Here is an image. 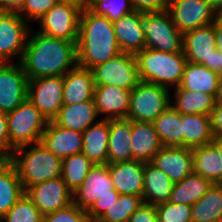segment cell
Wrapping results in <instances>:
<instances>
[{
    "mask_svg": "<svg viewBox=\"0 0 222 222\" xmlns=\"http://www.w3.org/2000/svg\"><path fill=\"white\" fill-rule=\"evenodd\" d=\"M80 222H103L100 217H96L86 213L81 219Z\"/></svg>",
    "mask_w": 222,
    "mask_h": 222,
    "instance_id": "cell-53",
    "label": "cell"
},
{
    "mask_svg": "<svg viewBox=\"0 0 222 222\" xmlns=\"http://www.w3.org/2000/svg\"><path fill=\"white\" fill-rule=\"evenodd\" d=\"M23 188L61 177L62 160L52 153L42 142L20 146L11 155Z\"/></svg>",
    "mask_w": 222,
    "mask_h": 222,
    "instance_id": "cell-3",
    "label": "cell"
},
{
    "mask_svg": "<svg viewBox=\"0 0 222 222\" xmlns=\"http://www.w3.org/2000/svg\"><path fill=\"white\" fill-rule=\"evenodd\" d=\"M144 203L142 196L120 194L104 214L103 222H128L132 214Z\"/></svg>",
    "mask_w": 222,
    "mask_h": 222,
    "instance_id": "cell-37",
    "label": "cell"
},
{
    "mask_svg": "<svg viewBox=\"0 0 222 222\" xmlns=\"http://www.w3.org/2000/svg\"><path fill=\"white\" fill-rule=\"evenodd\" d=\"M131 134L132 121L128 119H109L107 163L132 160Z\"/></svg>",
    "mask_w": 222,
    "mask_h": 222,
    "instance_id": "cell-26",
    "label": "cell"
},
{
    "mask_svg": "<svg viewBox=\"0 0 222 222\" xmlns=\"http://www.w3.org/2000/svg\"><path fill=\"white\" fill-rule=\"evenodd\" d=\"M94 0H87V7L93 2Z\"/></svg>",
    "mask_w": 222,
    "mask_h": 222,
    "instance_id": "cell-56",
    "label": "cell"
},
{
    "mask_svg": "<svg viewBox=\"0 0 222 222\" xmlns=\"http://www.w3.org/2000/svg\"><path fill=\"white\" fill-rule=\"evenodd\" d=\"M132 160L151 162L163 145L155 131L153 122L132 121Z\"/></svg>",
    "mask_w": 222,
    "mask_h": 222,
    "instance_id": "cell-23",
    "label": "cell"
},
{
    "mask_svg": "<svg viewBox=\"0 0 222 222\" xmlns=\"http://www.w3.org/2000/svg\"><path fill=\"white\" fill-rule=\"evenodd\" d=\"M140 28L145 34L146 48L168 53L183 51V33L176 27L167 9L140 12Z\"/></svg>",
    "mask_w": 222,
    "mask_h": 222,
    "instance_id": "cell-7",
    "label": "cell"
},
{
    "mask_svg": "<svg viewBox=\"0 0 222 222\" xmlns=\"http://www.w3.org/2000/svg\"><path fill=\"white\" fill-rule=\"evenodd\" d=\"M107 164L114 188L119 194L143 195L144 162L131 160Z\"/></svg>",
    "mask_w": 222,
    "mask_h": 222,
    "instance_id": "cell-19",
    "label": "cell"
},
{
    "mask_svg": "<svg viewBox=\"0 0 222 222\" xmlns=\"http://www.w3.org/2000/svg\"><path fill=\"white\" fill-rule=\"evenodd\" d=\"M167 10L182 33L214 23L220 16L208 0H168Z\"/></svg>",
    "mask_w": 222,
    "mask_h": 222,
    "instance_id": "cell-12",
    "label": "cell"
},
{
    "mask_svg": "<svg viewBox=\"0 0 222 222\" xmlns=\"http://www.w3.org/2000/svg\"><path fill=\"white\" fill-rule=\"evenodd\" d=\"M88 8L97 15L107 17L112 23L134 11L131 0H94Z\"/></svg>",
    "mask_w": 222,
    "mask_h": 222,
    "instance_id": "cell-39",
    "label": "cell"
},
{
    "mask_svg": "<svg viewBox=\"0 0 222 222\" xmlns=\"http://www.w3.org/2000/svg\"><path fill=\"white\" fill-rule=\"evenodd\" d=\"M183 147L194 149L210 144L213 140L211 116L203 114H182Z\"/></svg>",
    "mask_w": 222,
    "mask_h": 222,
    "instance_id": "cell-31",
    "label": "cell"
},
{
    "mask_svg": "<svg viewBox=\"0 0 222 222\" xmlns=\"http://www.w3.org/2000/svg\"><path fill=\"white\" fill-rule=\"evenodd\" d=\"M151 163L162 170L173 183H178L193 172L192 149L163 146L153 156Z\"/></svg>",
    "mask_w": 222,
    "mask_h": 222,
    "instance_id": "cell-16",
    "label": "cell"
},
{
    "mask_svg": "<svg viewBox=\"0 0 222 222\" xmlns=\"http://www.w3.org/2000/svg\"><path fill=\"white\" fill-rule=\"evenodd\" d=\"M58 1L77 5L82 10L87 7V0H58Z\"/></svg>",
    "mask_w": 222,
    "mask_h": 222,
    "instance_id": "cell-52",
    "label": "cell"
},
{
    "mask_svg": "<svg viewBox=\"0 0 222 222\" xmlns=\"http://www.w3.org/2000/svg\"><path fill=\"white\" fill-rule=\"evenodd\" d=\"M121 52L136 54L146 48L145 34L140 28V12L134 10L113 23Z\"/></svg>",
    "mask_w": 222,
    "mask_h": 222,
    "instance_id": "cell-22",
    "label": "cell"
},
{
    "mask_svg": "<svg viewBox=\"0 0 222 222\" xmlns=\"http://www.w3.org/2000/svg\"><path fill=\"white\" fill-rule=\"evenodd\" d=\"M31 26L17 12L0 11V62H20Z\"/></svg>",
    "mask_w": 222,
    "mask_h": 222,
    "instance_id": "cell-10",
    "label": "cell"
},
{
    "mask_svg": "<svg viewBox=\"0 0 222 222\" xmlns=\"http://www.w3.org/2000/svg\"><path fill=\"white\" fill-rule=\"evenodd\" d=\"M211 143L217 148L222 162V136H214Z\"/></svg>",
    "mask_w": 222,
    "mask_h": 222,
    "instance_id": "cell-51",
    "label": "cell"
},
{
    "mask_svg": "<svg viewBox=\"0 0 222 222\" xmlns=\"http://www.w3.org/2000/svg\"><path fill=\"white\" fill-rule=\"evenodd\" d=\"M31 27L20 61L28 81L64 76L77 65V42L47 36Z\"/></svg>",
    "mask_w": 222,
    "mask_h": 222,
    "instance_id": "cell-1",
    "label": "cell"
},
{
    "mask_svg": "<svg viewBox=\"0 0 222 222\" xmlns=\"http://www.w3.org/2000/svg\"><path fill=\"white\" fill-rule=\"evenodd\" d=\"M11 162V156L0 148V171Z\"/></svg>",
    "mask_w": 222,
    "mask_h": 222,
    "instance_id": "cell-50",
    "label": "cell"
},
{
    "mask_svg": "<svg viewBox=\"0 0 222 222\" xmlns=\"http://www.w3.org/2000/svg\"><path fill=\"white\" fill-rule=\"evenodd\" d=\"M191 211L192 222H222V184H213Z\"/></svg>",
    "mask_w": 222,
    "mask_h": 222,
    "instance_id": "cell-34",
    "label": "cell"
},
{
    "mask_svg": "<svg viewBox=\"0 0 222 222\" xmlns=\"http://www.w3.org/2000/svg\"><path fill=\"white\" fill-rule=\"evenodd\" d=\"M131 92L116 86H95L93 99L100 119H127Z\"/></svg>",
    "mask_w": 222,
    "mask_h": 222,
    "instance_id": "cell-18",
    "label": "cell"
},
{
    "mask_svg": "<svg viewBox=\"0 0 222 222\" xmlns=\"http://www.w3.org/2000/svg\"><path fill=\"white\" fill-rule=\"evenodd\" d=\"M25 193L14 165L10 162L0 171V219Z\"/></svg>",
    "mask_w": 222,
    "mask_h": 222,
    "instance_id": "cell-35",
    "label": "cell"
},
{
    "mask_svg": "<svg viewBox=\"0 0 222 222\" xmlns=\"http://www.w3.org/2000/svg\"><path fill=\"white\" fill-rule=\"evenodd\" d=\"M213 185V183L201 175L192 172L182 181L174 183L169 201L175 204H186L192 206Z\"/></svg>",
    "mask_w": 222,
    "mask_h": 222,
    "instance_id": "cell-33",
    "label": "cell"
},
{
    "mask_svg": "<svg viewBox=\"0 0 222 222\" xmlns=\"http://www.w3.org/2000/svg\"><path fill=\"white\" fill-rule=\"evenodd\" d=\"M208 1L211 2L214 5L216 11L220 15H222V0H208Z\"/></svg>",
    "mask_w": 222,
    "mask_h": 222,
    "instance_id": "cell-54",
    "label": "cell"
},
{
    "mask_svg": "<svg viewBox=\"0 0 222 222\" xmlns=\"http://www.w3.org/2000/svg\"><path fill=\"white\" fill-rule=\"evenodd\" d=\"M135 58L141 81L164 86L170 90L180 86L187 63L183 51L168 53L144 48L135 54Z\"/></svg>",
    "mask_w": 222,
    "mask_h": 222,
    "instance_id": "cell-4",
    "label": "cell"
},
{
    "mask_svg": "<svg viewBox=\"0 0 222 222\" xmlns=\"http://www.w3.org/2000/svg\"><path fill=\"white\" fill-rule=\"evenodd\" d=\"M0 222H43V215L24 193L0 219Z\"/></svg>",
    "mask_w": 222,
    "mask_h": 222,
    "instance_id": "cell-38",
    "label": "cell"
},
{
    "mask_svg": "<svg viewBox=\"0 0 222 222\" xmlns=\"http://www.w3.org/2000/svg\"><path fill=\"white\" fill-rule=\"evenodd\" d=\"M216 50L214 23L183 33V52L187 61L210 69V57Z\"/></svg>",
    "mask_w": 222,
    "mask_h": 222,
    "instance_id": "cell-17",
    "label": "cell"
},
{
    "mask_svg": "<svg viewBox=\"0 0 222 222\" xmlns=\"http://www.w3.org/2000/svg\"><path fill=\"white\" fill-rule=\"evenodd\" d=\"M94 163L82 152L62 159V174L67 187L73 193L85 180Z\"/></svg>",
    "mask_w": 222,
    "mask_h": 222,
    "instance_id": "cell-36",
    "label": "cell"
},
{
    "mask_svg": "<svg viewBox=\"0 0 222 222\" xmlns=\"http://www.w3.org/2000/svg\"><path fill=\"white\" fill-rule=\"evenodd\" d=\"M72 195L74 205L90 215L101 217L120 194L114 188L108 164H94Z\"/></svg>",
    "mask_w": 222,
    "mask_h": 222,
    "instance_id": "cell-5",
    "label": "cell"
},
{
    "mask_svg": "<svg viewBox=\"0 0 222 222\" xmlns=\"http://www.w3.org/2000/svg\"><path fill=\"white\" fill-rule=\"evenodd\" d=\"M58 0H24L17 13L28 23L38 22Z\"/></svg>",
    "mask_w": 222,
    "mask_h": 222,
    "instance_id": "cell-41",
    "label": "cell"
},
{
    "mask_svg": "<svg viewBox=\"0 0 222 222\" xmlns=\"http://www.w3.org/2000/svg\"><path fill=\"white\" fill-rule=\"evenodd\" d=\"M81 8L71 3L58 2L38 22L37 31L71 42L78 41Z\"/></svg>",
    "mask_w": 222,
    "mask_h": 222,
    "instance_id": "cell-11",
    "label": "cell"
},
{
    "mask_svg": "<svg viewBox=\"0 0 222 222\" xmlns=\"http://www.w3.org/2000/svg\"><path fill=\"white\" fill-rule=\"evenodd\" d=\"M10 156L15 148L39 143L46 129V117L26 99L15 110L7 113Z\"/></svg>",
    "mask_w": 222,
    "mask_h": 222,
    "instance_id": "cell-6",
    "label": "cell"
},
{
    "mask_svg": "<svg viewBox=\"0 0 222 222\" xmlns=\"http://www.w3.org/2000/svg\"><path fill=\"white\" fill-rule=\"evenodd\" d=\"M63 105L94 101L92 70L76 65L63 76Z\"/></svg>",
    "mask_w": 222,
    "mask_h": 222,
    "instance_id": "cell-21",
    "label": "cell"
},
{
    "mask_svg": "<svg viewBox=\"0 0 222 222\" xmlns=\"http://www.w3.org/2000/svg\"><path fill=\"white\" fill-rule=\"evenodd\" d=\"M163 146L183 147L182 114L170 106L153 121Z\"/></svg>",
    "mask_w": 222,
    "mask_h": 222,
    "instance_id": "cell-32",
    "label": "cell"
},
{
    "mask_svg": "<svg viewBox=\"0 0 222 222\" xmlns=\"http://www.w3.org/2000/svg\"><path fill=\"white\" fill-rule=\"evenodd\" d=\"M76 50L77 65L90 70L122 53L113 23L88 7L80 13Z\"/></svg>",
    "mask_w": 222,
    "mask_h": 222,
    "instance_id": "cell-2",
    "label": "cell"
},
{
    "mask_svg": "<svg viewBox=\"0 0 222 222\" xmlns=\"http://www.w3.org/2000/svg\"><path fill=\"white\" fill-rule=\"evenodd\" d=\"M41 142L61 160L82 152L83 135L48 121Z\"/></svg>",
    "mask_w": 222,
    "mask_h": 222,
    "instance_id": "cell-20",
    "label": "cell"
},
{
    "mask_svg": "<svg viewBox=\"0 0 222 222\" xmlns=\"http://www.w3.org/2000/svg\"><path fill=\"white\" fill-rule=\"evenodd\" d=\"M91 70L95 86H116L133 90L141 81L135 55L131 53L122 52Z\"/></svg>",
    "mask_w": 222,
    "mask_h": 222,
    "instance_id": "cell-9",
    "label": "cell"
},
{
    "mask_svg": "<svg viewBox=\"0 0 222 222\" xmlns=\"http://www.w3.org/2000/svg\"><path fill=\"white\" fill-rule=\"evenodd\" d=\"M216 103L222 104V77H221L219 88H218Z\"/></svg>",
    "mask_w": 222,
    "mask_h": 222,
    "instance_id": "cell-55",
    "label": "cell"
},
{
    "mask_svg": "<svg viewBox=\"0 0 222 222\" xmlns=\"http://www.w3.org/2000/svg\"><path fill=\"white\" fill-rule=\"evenodd\" d=\"M100 119L94 101L63 105L52 122L66 129L83 133Z\"/></svg>",
    "mask_w": 222,
    "mask_h": 222,
    "instance_id": "cell-24",
    "label": "cell"
},
{
    "mask_svg": "<svg viewBox=\"0 0 222 222\" xmlns=\"http://www.w3.org/2000/svg\"><path fill=\"white\" fill-rule=\"evenodd\" d=\"M158 222H192L191 206L170 201L156 206Z\"/></svg>",
    "mask_w": 222,
    "mask_h": 222,
    "instance_id": "cell-40",
    "label": "cell"
},
{
    "mask_svg": "<svg viewBox=\"0 0 222 222\" xmlns=\"http://www.w3.org/2000/svg\"><path fill=\"white\" fill-rule=\"evenodd\" d=\"M210 70L222 76V53H220L217 49L210 57Z\"/></svg>",
    "mask_w": 222,
    "mask_h": 222,
    "instance_id": "cell-48",
    "label": "cell"
},
{
    "mask_svg": "<svg viewBox=\"0 0 222 222\" xmlns=\"http://www.w3.org/2000/svg\"><path fill=\"white\" fill-rule=\"evenodd\" d=\"M86 213L87 211L72 203L63 209L43 216V222H80Z\"/></svg>",
    "mask_w": 222,
    "mask_h": 222,
    "instance_id": "cell-42",
    "label": "cell"
},
{
    "mask_svg": "<svg viewBox=\"0 0 222 222\" xmlns=\"http://www.w3.org/2000/svg\"><path fill=\"white\" fill-rule=\"evenodd\" d=\"M171 106V90L154 83L140 81L132 90L127 119L153 122Z\"/></svg>",
    "mask_w": 222,
    "mask_h": 222,
    "instance_id": "cell-8",
    "label": "cell"
},
{
    "mask_svg": "<svg viewBox=\"0 0 222 222\" xmlns=\"http://www.w3.org/2000/svg\"><path fill=\"white\" fill-rule=\"evenodd\" d=\"M82 135V153L94 164H107L109 120L99 119V121L89 126Z\"/></svg>",
    "mask_w": 222,
    "mask_h": 222,
    "instance_id": "cell-28",
    "label": "cell"
},
{
    "mask_svg": "<svg viewBox=\"0 0 222 222\" xmlns=\"http://www.w3.org/2000/svg\"><path fill=\"white\" fill-rule=\"evenodd\" d=\"M221 77L202 64L187 61L180 86L171 90H191L217 97Z\"/></svg>",
    "mask_w": 222,
    "mask_h": 222,
    "instance_id": "cell-25",
    "label": "cell"
},
{
    "mask_svg": "<svg viewBox=\"0 0 222 222\" xmlns=\"http://www.w3.org/2000/svg\"><path fill=\"white\" fill-rule=\"evenodd\" d=\"M171 106L181 114L211 115L216 97L207 93L191 90H171Z\"/></svg>",
    "mask_w": 222,
    "mask_h": 222,
    "instance_id": "cell-29",
    "label": "cell"
},
{
    "mask_svg": "<svg viewBox=\"0 0 222 222\" xmlns=\"http://www.w3.org/2000/svg\"><path fill=\"white\" fill-rule=\"evenodd\" d=\"M63 76L41 77L28 81L27 99L52 121L63 106Z\"/></svg>",
    "mask_w": 222,
    "mask_h": 222,
    "instance_id": "cell-14",
    "label": "cell"
},
{
    "mask_svg": "<svg viewBox=\"0 0 222 222\" xmlns=\"http://www.w3.org/2000/svg\"><path fill=\"white\" fill-rule=\"evenodd\" d=\"M28 97V78L20 62H0V112L15 110Z\"/></svg>",
    "mask_w": 222,
    "mask_h": 222,
    "instance_id": "cell-13",
    "label": "cell"
},
{
    "mask_svg": "<svg viewBox=\"0 0 222 222\" xmlns=\"http://www.w3.org/2000/svg\"><path fill=\"white\" fill-rule=\"evenodd\" d=\"M128 222H158L156 206L143 203L132 214Z\"/></svg>",
    "mask_w": 222,
    "mask_h": 222,
    "instance_id": "cell-44",
    "label": "cell"
},
{
    "mask_svg": "<svg viewBox=\"0 0 222 222\" xmlns=\"http://www.w3.org/2000/svg\"><path fill=\"white\" fill-rule=\"evenodd\" d=\"M133 9L142 12H158L168 8V0H131Z\"/></svg>",
    "mask_w": 222,
    "mask_h": 222,
    "instance_id": "cell-43",
    "label": "cell"
},
{
    "mask_svg": "<svg viewBox=\"0 0 222 222\" xmlns=\"http://www.w3.org/2000/svg\"><path fill=\"white\" fill-rule=\"evenodd\" d=\"M210 116L213 136H222V104L216 103Z\"/></svg>",
    "mask_w": 222,
    "mask_h": 222,
    "instance_id": "cell-46",
    "label": "cell"
},
{
    "mask_svg": "<svg viewBox=\"0 0 222 222\" xmlns=\"http://www.w3.org/2000/svg\"><path fill=\"white\" fill-rule=\"evenodd\" d=\"M174 183L151 162H144L143 201L157 206L169 201Z\"/></svg>",
    "mask_w": 222,
    "mask_h": 222,
    "instance_id": "cell-27",
    "label": "cell"
},
{
    "mask_svg": "<svg viewBox=\"0 0 222 222\" xmlns=\"http://www.w3.org/2000/svg\"><path fill=\"white\" fill-rule=\"evenodd\" d=\"M216 49L222 53V15L214 21Z\"/></svg>",
    "mask_w": 222,
    "mask_h": 222,
    "instance_id": "cell-49",
    "label": "cell"
},
{
    "mask_svg": "<svg viewBox=\"0 0 222 222\" xmlns=\"http://www.w3.org/2000/svg\"><path fill=\"white\" fill-rule=\"evenodd\" d=\"M0 148L10 155V137L8 134L7 114L0 112Z\"/></svg>",
    "mask_w": 222,
    "mask_h": 222,
    "instance_id": "cell-45",
    "label": "cell"
},
{
    "mask_svg": "<svg viewBox=\"0 0 222 222\" xmlns=\"http://www.w3.org/2000/svg\"><path fill=\"white\" fill-rule=\"evenodd\" d=\"M193 172L211 181L222 184V162L217 148L212 144L192 149Z\"/></svg>",
    "mask_w": 222,
    "mask_h": 222,
    "instance_id": "cell-30",
    "label": "cell"
},
{
    "mask_svg": "<svg viewBox=\"0 0 222 222\" xmlns=\"http://www.w3.org/2000/svg\"><path fill=\"white\" fill-rule=\"evenodd\" d=\"M24 0H0V11L17 12Z\"/></svg>",
    "mask_w": 222,
    "mask_h": 222,
    "instance_id": "cell-47",
    "label": "cell"
},
{
    "mask_svg": "<svg viewBox=\"0 0 222 222\" xmlns=\"http://www.w3.org/2000/svg\"><path fill=\"white\" fill-rule=\"evenodd\" d=\"M25 193L43 216L73 203L72 192L62 177L30 186Z\"/></svg>",
    "mask_w": 222,
    "mask_h": 222,
    "instance_id": "cell-15",
    "label": "cell"
}]
</instances>
